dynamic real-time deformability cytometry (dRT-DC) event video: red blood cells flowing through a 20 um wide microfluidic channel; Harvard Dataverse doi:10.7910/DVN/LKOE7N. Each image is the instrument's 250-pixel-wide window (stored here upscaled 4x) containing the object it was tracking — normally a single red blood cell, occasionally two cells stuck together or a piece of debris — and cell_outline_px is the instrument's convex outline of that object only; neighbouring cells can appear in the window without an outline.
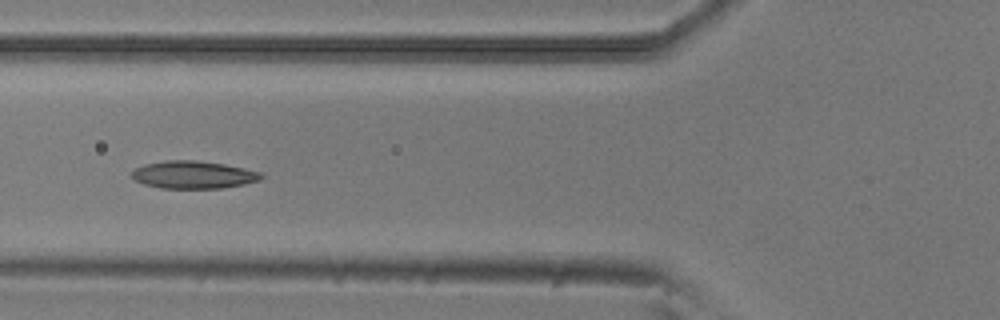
{"species": "common noctule bat (a hibernating species)", "species_latin": "Nyctalus noctula", "temperature_condition": "room temperature", "stored_images_in_passage": 9, "camera_frame_rate_fps": 3000, "um_per_image_px": 0.085, "animal": {"sex": "male", "body_mass_g": 20.5, "forearm_length_mm": 52.5}, "frame": {"image": 1, "passage_image": 6, "time_ms": 1.667, "image_size_px": [1000, 320], "cell_outline_px": [[264, 176], [260, 180], [244, 184], [220, 188], [160, 188], [144, 184], [136, 180], [132, 176], [132, 172], [136, 168], [144, 164], [168, 160], [196, 160], [224, 164], [244, 168], [260, 172]], "centroid_in_image_um": [16.45, 14.85], "position_along_channel_um": 109.4, "area_um2": 20.69}}
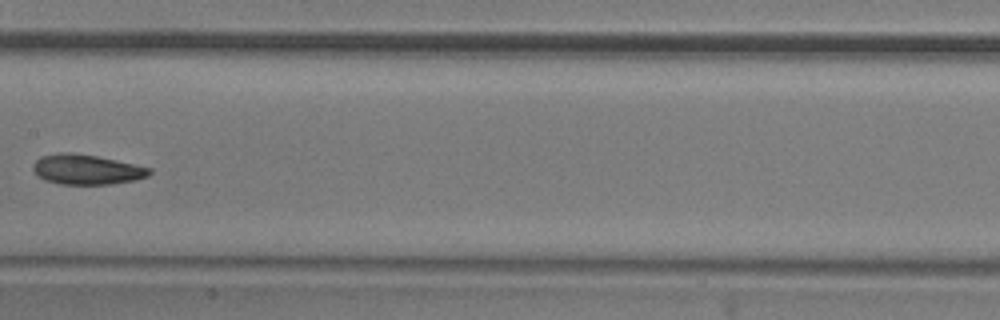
{"frame": {"image": 2, "passage_image": 8, "time_ms": 2.333, "image_size_px": [1000, 320], "cell_outline_px": [[152, 172], [148, 176], [136, 180], [112, 184], [60, 184], [44, 180], [32, 168], [32, 164], [40, 156], [60, 152], [72, 152], [96, 156], [116, 160], [152, 168]], "centroid_in_image_um": [7.37, 14.4], "position_along_channel_um": 200.0, "area_um2": 20.4}}
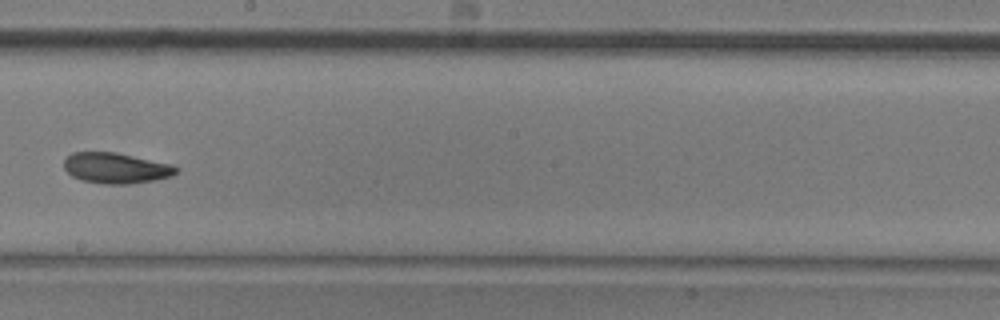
{"frame": {"image": 3, "passage_image": 9, "time_ms": 2.667, "image_size_px": [1000, 320], "cell_outline_px": [[180, 168], [172, 176], [156, 180], [128, 184], [104, 184], [80, 180], [72, 176], [64, 168], [64, 160], [72, 152], [116, 152], [172, 164]], "centroid_in_image_um": [9.87, 14.29], "position_along_channel_um": 238.3, "area_um2": 20.17}}